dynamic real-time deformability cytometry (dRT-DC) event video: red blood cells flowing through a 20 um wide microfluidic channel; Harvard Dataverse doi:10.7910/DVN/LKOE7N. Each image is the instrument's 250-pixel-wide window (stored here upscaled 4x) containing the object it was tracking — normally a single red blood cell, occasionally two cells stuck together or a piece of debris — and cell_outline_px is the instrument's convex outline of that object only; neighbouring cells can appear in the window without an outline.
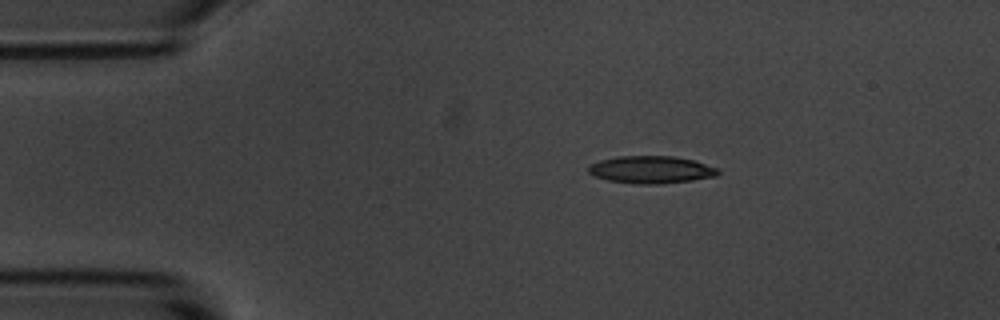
{"species": "common noctule bat (a hibernating species)", "species_latin": "Nyctalus noctula", "temperature_condition": "room temperature", "stored_images_in_passage": 7, "camera_frame_rate_fps": 3000, "um_per_image_px": 0.085, "animal": {"sex": "male", "body_mass_g": 20.1, "forearm_length_mm": 53.5}, "frame": {"image": 1, "passage_image": 1, "time_ms": 0.0, "image_size_px": [1000, 320], "cell_outline_px": [[720, 172], [716, 176], [692, 180], [656, 184], [636, 184], [608, 180], [596, 176], [588, 172], [588, 168], [592, 164], [600, 160], [616, 156], [672, 156], [692, 160], [720, 168]], "centroid_in_image_um": [55.37, 14.42], "position_along_channel_um": 29.6, "area_um2": 20.58}}
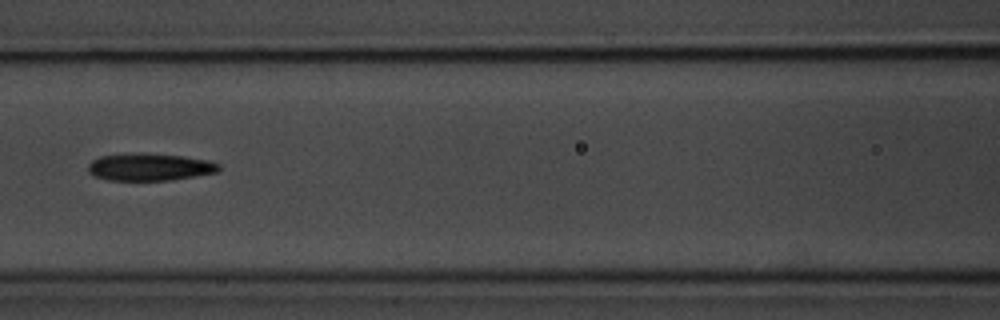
{"frame": {"image": 2, "passage_image": 5, "time_ms": 4.667, "image_size_px": [1000, 320], "cell_outline_px": [[220, 168], [216, 172], [172, 180], [108, 180], [96, 176], [88, 172], [88, 164], [92, 160], [100, 156], [180, 156], [208, 160], [220, 164]], "centroid_in_image_um": [12.75, 14.25], "position_along_channel_um": 153.9, "area_um2": 19.59}}
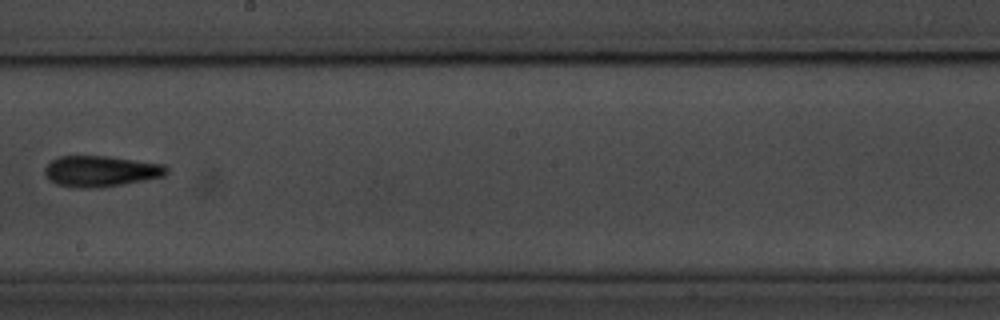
{"frame": {"image": 3, "passage_image": 7, "time_ms": 7.0, "image_size_px": [1000, 320], "cell_outline_px": [[168, 172], [164, 176], [144, 180], [96, 188], [72, 188], [56, 184], [44, 172], [44, 168], [52, 160], [60, 156], [108, 156], [164, 164], [168, 168]], "centroid_in_image_um": [8.57, 14.55], "position_along_channel_um": 239.6, "area_um2": 21.85}}